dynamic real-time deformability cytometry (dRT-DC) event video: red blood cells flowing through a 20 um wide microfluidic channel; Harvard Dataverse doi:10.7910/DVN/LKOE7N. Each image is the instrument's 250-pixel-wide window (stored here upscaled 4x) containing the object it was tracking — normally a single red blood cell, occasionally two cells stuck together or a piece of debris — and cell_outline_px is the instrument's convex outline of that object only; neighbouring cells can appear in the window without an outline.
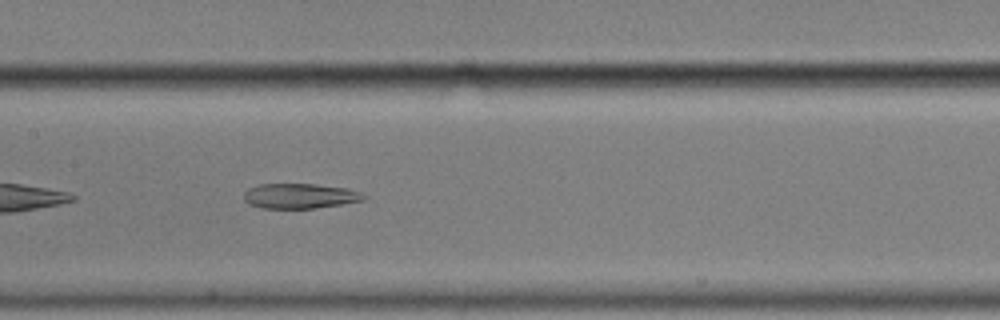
{"species": "common noctule bat (a hibernating species)", "species_latin": "Nyctalus noctula", "temperature_condition": "cold", "stored_images_in_passage": 41, "camera_frame_rate_fps": 3000, "um_per_image_px": 0.085, "animal": {"sex": "male", "body_mass_g": 17.9}, "frame": {"image": 1, "passage_image": 12, "time_ms": 3.667, "image_size_px": [1000, 320], "cell_outline_px": [[368, 196], [364, 200], [340, 204], [312, 208], [260, 208], [248, 204], [244, 200], [244, 192], [248, 188], [260, 184], [316, 184], [348, 188], [360, 192]], "centroid_in_image_um": [25.47, 16.65], "position_along_channel_um": 181.9, "area_um2": 17.51}, "authors_computed_cell_mechanics": {"area_um2": 21.2126, "velocity_mm_per_s": 3.5183, "shape_relaxation_time_tau1_ms": null, "shape_relaxation_time_tau2_ms": 3.5652, "deformation_change_tau1": null, "deformation_change_tau2": 0.108}}